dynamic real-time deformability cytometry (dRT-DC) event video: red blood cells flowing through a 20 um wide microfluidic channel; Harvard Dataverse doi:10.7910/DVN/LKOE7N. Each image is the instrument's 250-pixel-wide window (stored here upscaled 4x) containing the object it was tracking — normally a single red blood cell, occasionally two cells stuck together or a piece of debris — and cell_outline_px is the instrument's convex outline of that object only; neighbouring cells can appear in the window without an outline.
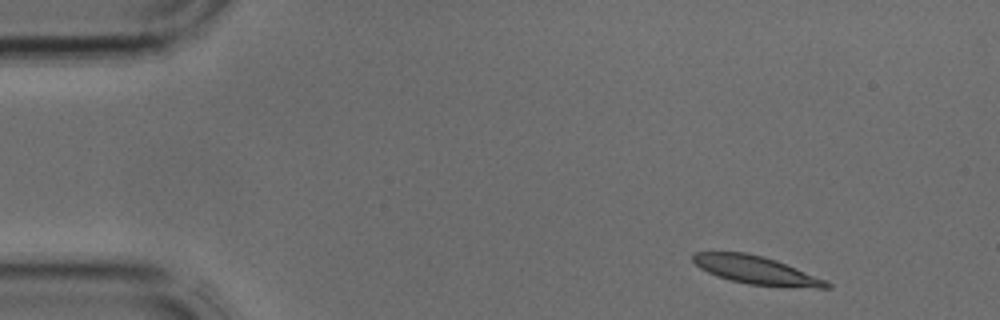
{"species": "common noctule bat (a hibernating species)", "species_latin": "Nyctalus noctula", "temperature_condition": "cold", "stored_images_in_passage": 4, "segment_of_instrument_passage": [1, 2], "camera_frame_rate_fps": 3000, "um_per_image_px": 0.085, "animal": {"sex": "male", "body_mass_g": 17.9, "forearm_length_mm": 54.2}, "frame": {"image": 1, "passage_image": 1, "time_ms": 0.0, "image_size_px": [1000, 320], "cell_outline_px": [[832, 288], [816, 288], [748, 284], [732, 280], [708, 272], [700, 268], [692, 260], [692, 252], [744, 252], [764, 256], [776, 260], [796, 268], [824, 280], [832, 284]], "centroid_in_image_um": [64.25, 22.95], "position_along_channel_um": 20.7, "area_um2": 21.5}}